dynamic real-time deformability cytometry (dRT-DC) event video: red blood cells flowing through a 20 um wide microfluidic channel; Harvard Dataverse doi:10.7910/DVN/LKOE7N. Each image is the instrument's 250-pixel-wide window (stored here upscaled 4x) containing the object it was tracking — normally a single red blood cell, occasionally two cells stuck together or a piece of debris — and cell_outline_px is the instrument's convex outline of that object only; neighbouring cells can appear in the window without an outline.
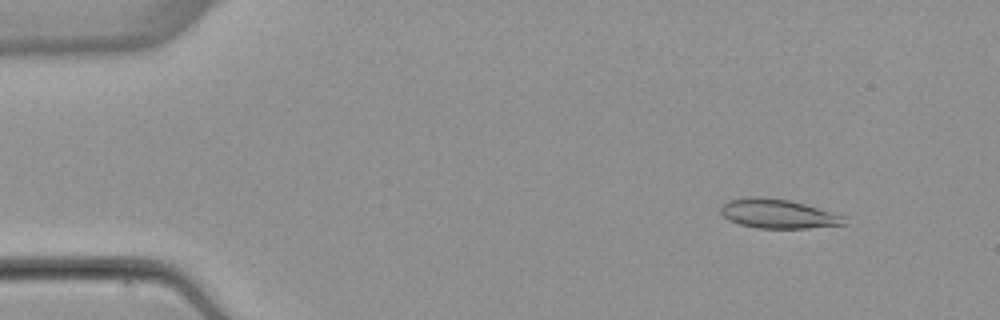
{"species": "common noctule bat (a hibernating species)", "species_latin": "Nyctalus noctula", "temperature_condition": "warm", "stored_images_in_passage": 4, "camera_frame_rate_fps": 3000, "um_per_image_px": 0.085, "animal": {"sex": "female", "body_mass_g": 22.7, "forearm_length_mm": 54.2}, "frame": {"image": 1, "passage_image": 2, "time_ms": 1.0, "image_size_px": [1000, 320], "cell_outline_px": [[848, 224], [808, 228], [756, 228], [740, 224], [728, 220], [720, 212], [720, 204], [724, 200], [748, 196], [764, 196], [788, 200], [804, 204], [832, 212], [844, 216]], "centroid_in_image_um": [66.06, 18.15], "position_along_channel_um": 18.9, "area_um2": 21.33}}
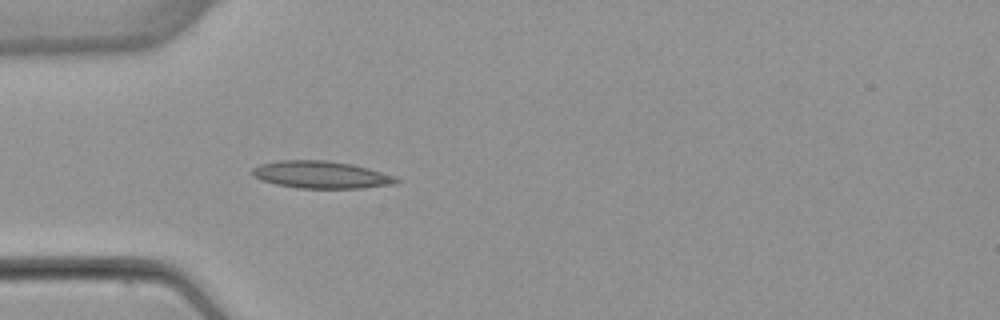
{"frame": {"image": 2, "passage_image": 4, "time_ms": 4.333, "image_size_px": [1000, 320], "cell_outline_px": [[400, 180], [396, 184], [360, 188], [300, 188], [276, 184], [264, 180], [256, 176], [252, 172], [252, 168], [260, 164], [276, 160], [328, 160], [352, 164], [368, 168], [396, 176]], "centroid_in_image_um": [27.34, 14.84], "position_along_channel_um": 57.7, "area_um2": 22.83}}